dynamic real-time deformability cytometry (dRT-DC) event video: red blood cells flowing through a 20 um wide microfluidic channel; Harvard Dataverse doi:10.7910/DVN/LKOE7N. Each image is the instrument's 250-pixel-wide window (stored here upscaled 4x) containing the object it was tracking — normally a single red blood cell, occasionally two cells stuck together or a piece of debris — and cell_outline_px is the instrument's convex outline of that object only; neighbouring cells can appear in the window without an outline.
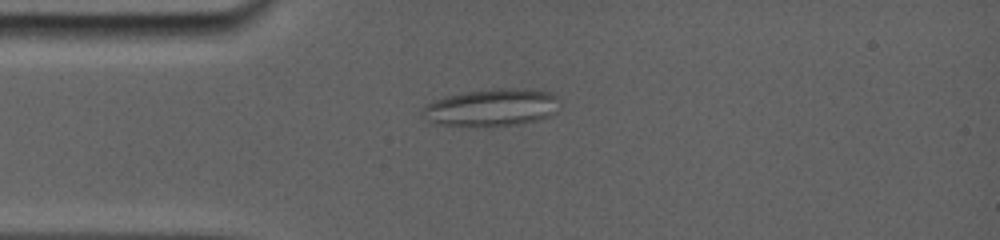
{"species": "common noctule bat (a hibernating species)", "species_latin": "Nyctalus noctula", "temperature_condition": "room temperature", "stored_images_in_passage": 48, "camera_frame_rate_fps": 5000, "um_per_image_px": 0.085, "animal": {"sex": "female", "body_mass_g": 19.0, "forearm_length_mm": 56.7}, "frame": {"image": 1, "passage_image": 1, "time_ms": 0.0, "image_size_px": [1000, 240], "cell_outline_px": [[556, 96], [544, 116], [532, 120], [516, 124], [444, 124], [432, 120], [420, 112], [424, 104], [432, 100], [444, 96], [460, 92], [492, 88], [540, 88], [552, 92]], "centroid_in_image_um": [41.66, 9.04], "position_along_channel_um": 43.3, "area_um2": 28.44}}
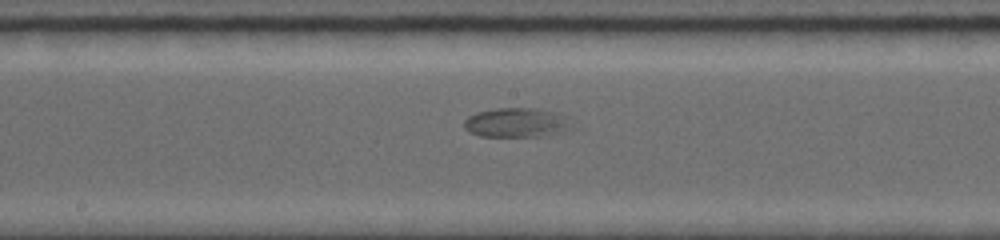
{"frame": {"image": 2, "passage_image": 19, "time_ms": 4.8, "image_size_px": [1000, 240], "cell_outline_px": [[560, 124], [536, 136], [480, 136], [464, 128], [464, 120], [468, 116], [476, 112], [496, 108], [532, 108], [552, 112]], "centroid_in_image_um": [43.41, 10.39], "position_along_channel_um": 204.8, "area_um2": 16.13}}
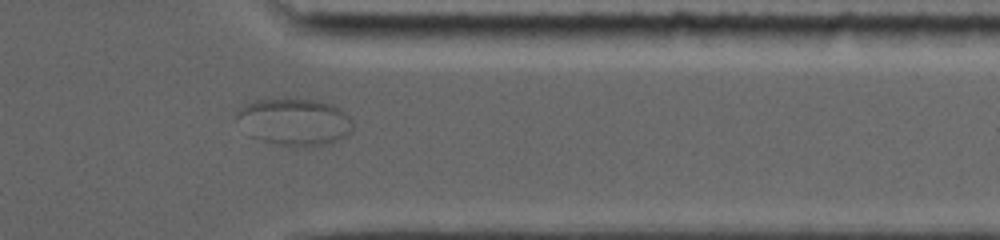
{"frame": {"image": 3, "passage_image": 37, "time_ms": 9.8, "image_size_px": [1000, 240], "cell_outline_px": [[352, 132], [332, 144], [276, 144], [260, 140], [252, 136], [236, 116], [236, 112], [244, 104], [256, 100], [292, 96], [316, 100], [332, 104], [340, 108], [352, 120]], "centroid_in_image_um": [25.05, 10.29], "position_along_channel_um": 386.3, "area_um2": 31.79}}